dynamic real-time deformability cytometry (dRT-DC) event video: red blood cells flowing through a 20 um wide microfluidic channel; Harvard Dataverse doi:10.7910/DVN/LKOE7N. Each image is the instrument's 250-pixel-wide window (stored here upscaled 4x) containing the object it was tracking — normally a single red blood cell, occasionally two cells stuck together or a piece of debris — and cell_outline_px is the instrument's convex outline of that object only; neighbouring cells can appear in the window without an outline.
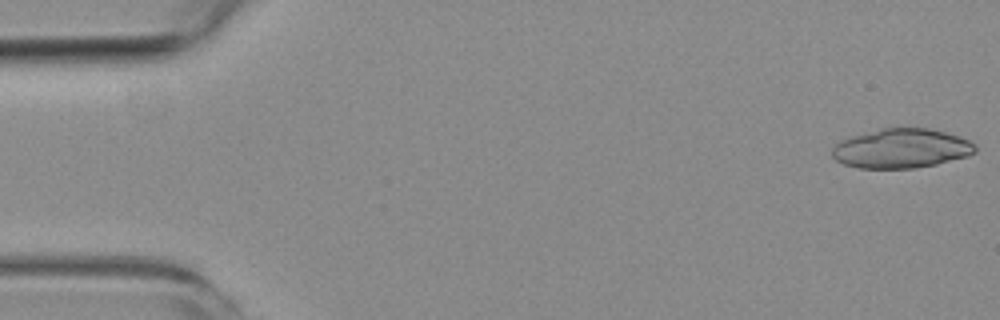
{"species": "common noctule bat (a hibernating species)", "species_latin": "Nyctalus noctula", "temperature_condition": "room temperature", "stored_images_in_passage": 6, "camera_frame_rate_fps": 3000, "um_per_image_px": 0.085, "animal": {"sex": "female", "body_mass_g": 19.3, "forearm_length_mm": 54.1}, "frame": {"image": 1, "passage_image": 1, "time_ms": 0.0, "image_size_px": [1000, 320], "cell_outline_px": [[976, 152], [968, 156], [936, 164], [916, 168], [860, 168], [844, 164], [836, 160], [832, 156], [832, 148], [840, 140], [852, 136], [880, 128], [928, 128], [960, 136], [976, 144]], "centroid_in_image_um": [76.62, 12.62], "position_along_channel_um": 8.4, "area_um2": 32.89}}